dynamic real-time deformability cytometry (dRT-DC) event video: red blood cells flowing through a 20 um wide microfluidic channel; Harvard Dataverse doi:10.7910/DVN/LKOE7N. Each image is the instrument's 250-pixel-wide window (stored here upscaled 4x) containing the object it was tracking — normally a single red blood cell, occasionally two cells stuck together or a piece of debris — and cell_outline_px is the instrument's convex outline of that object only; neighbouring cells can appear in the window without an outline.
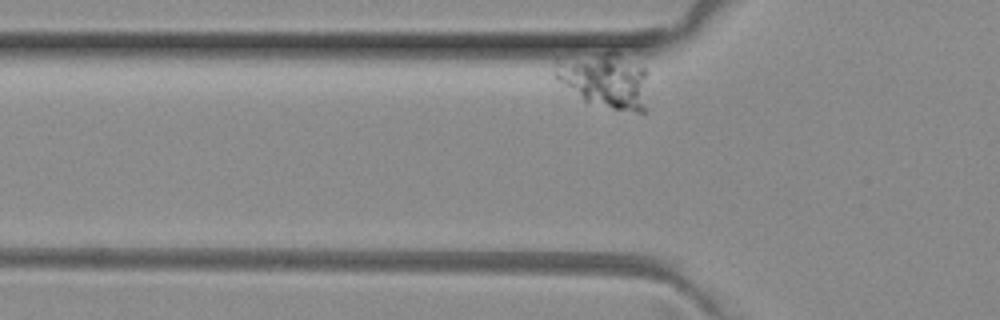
{"species": "common noctule bat (a hibernating species)", "species_latin": "Nyctalus noctula", "temperature_condition": "room temperature", "stored_images_in_passage": 6, "camera_frame_rate_fps": 3000, "um_per_image_px": 0.085, "animal": {"sex": "female", "body_mass_g": 29.2, "forearm_length_mm": 56.3}, "frame": {"image": 1, "passage_image": 6, "time_ms": 1.667, "image_size_px": [1000, 320], "cell_outline_px": [[644, 112], [636, 112], [612, 108], [584, 100], [556, 80], [552, 76], [552, 72], [556, 60], [604, 52], [616, 52], [644, 68]], "centroid_in_image_um": [51.32, 6.8], "position_along_channel_um": 74.5, "area_um2": 29.07}}